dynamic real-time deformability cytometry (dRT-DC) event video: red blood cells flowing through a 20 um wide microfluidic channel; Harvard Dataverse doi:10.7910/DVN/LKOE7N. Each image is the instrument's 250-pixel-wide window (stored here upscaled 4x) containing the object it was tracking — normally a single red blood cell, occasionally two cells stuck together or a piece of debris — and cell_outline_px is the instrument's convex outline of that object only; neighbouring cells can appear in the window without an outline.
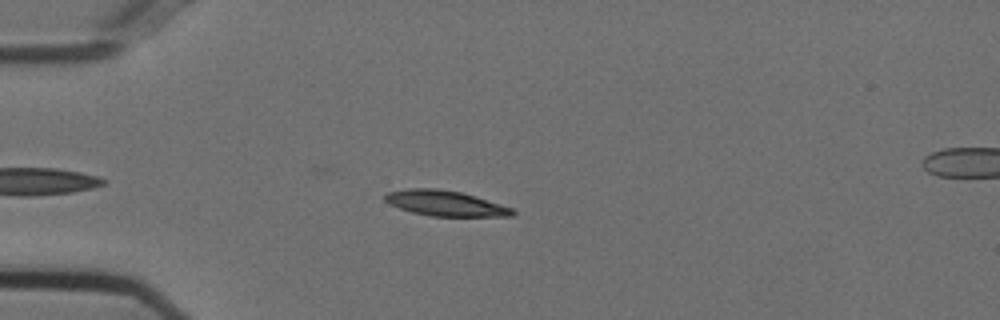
{"species": "Egyptian fruit bat (a non-hibernating species)", "species_latin": "Rousettus aegyptiacus", "temperature_condition": "cold", "stored_images_in_passage": 41, "camera_frame_rate_fps": 3000, "um_per_image_px": 0.085, "animal": {"sex": "female"}, "frame": {"image": 1, "passage_image": 1, "time_ms": 0.0, "image_size_px": [1000, 320], "cell_outline_px": [[516, 212], [512, 216], [432, 216], [412, 212], [388, 204], [384, 200], [384, 196], [388, 192], [408, 188], [436, 188], [460, 192], [476, 196], [512, 208]], "centroid_in_image_um": [37.83, 17.27], "position_along_channel_um": 47.2, "area_um2": 18.79}}
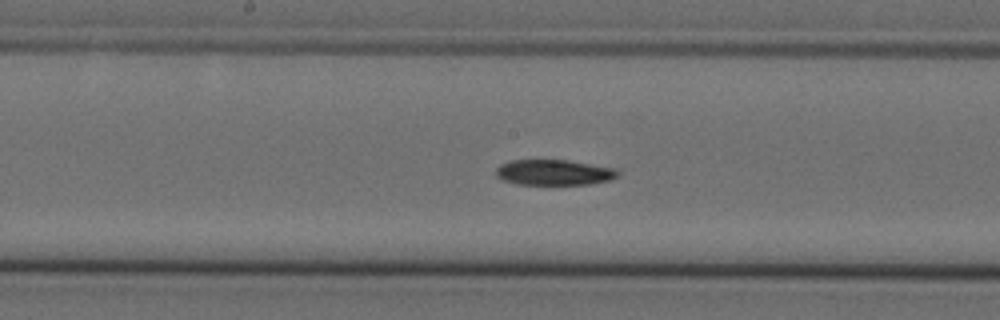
{"frame": {"image": 2, "passage_image": 15, "time_ms": 4.667, "image_size_px": [1000, 320], "cell_outline_px": [[620, 172], [612, 180], [588, 184], [516, 184], [500, 180], [496, 176], [496, 168], [500, 164], [512, 160], [568, 160], [616, 168]], "centroid_in_image_um": [47.07, 14.65], "position_along_channel_um": 201.1, "area_um2": 18.26}}
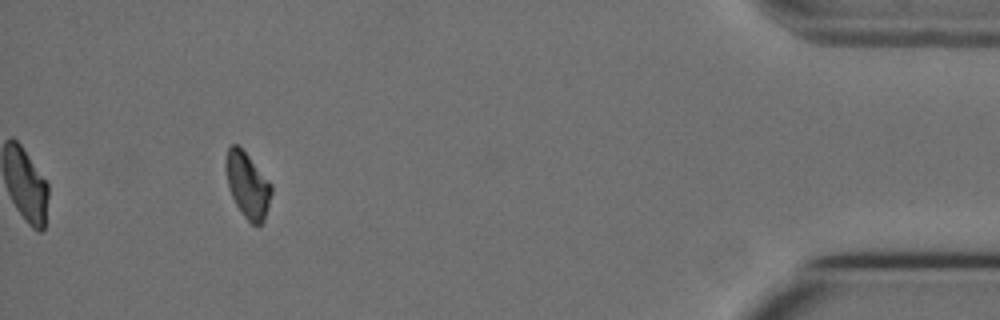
{"frame": {"image": 3, "passage_image": 37, "time_ms": 12.0, "image_size_px": [1000, 320], "cell_outline_px": [[272, 192], [268, 208], [264, 220], [260, 224], [252, 224], [244, 216], [236, 204], [232, 196], [228, 184], [224, 164], [228, 148], [232, 144], [236, 144], [248, 156], [272, 184]], "centroid_in_image_um": [21.04, 15.74], "position_along_channel_um": 414.2, "area_um2": 17.11}, "authors_computed_cell_mechanics": {"area_um2": 18.785, "velocity_mm_per_s": 3.7182, "shape_relaxation_time_tau1_ms": 8.3272, "shape_relaxation_time_tau2_ms": null, "deformation_change_tau1": 0.1874, "deformation_change_tau2": null}}